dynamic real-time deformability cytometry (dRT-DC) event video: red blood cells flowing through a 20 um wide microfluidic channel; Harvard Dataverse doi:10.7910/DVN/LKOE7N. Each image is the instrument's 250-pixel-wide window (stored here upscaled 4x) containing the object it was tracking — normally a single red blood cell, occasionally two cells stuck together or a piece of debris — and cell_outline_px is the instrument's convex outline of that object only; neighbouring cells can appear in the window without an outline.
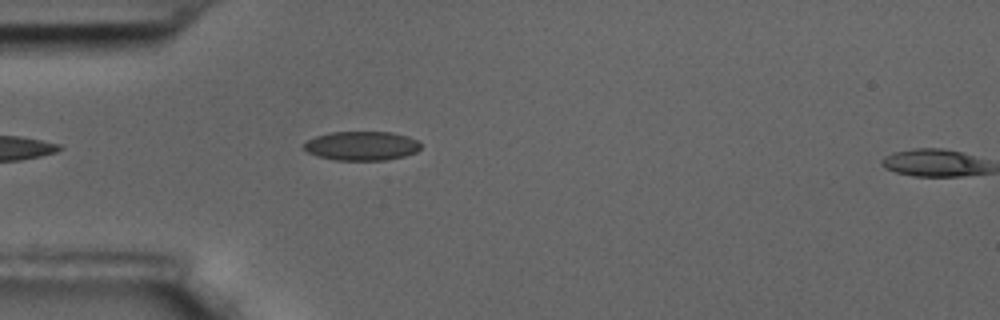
{"species": "common noctule bat (a hibernating species)", "species_latin": "Nyctalus noctula", "temperature_condition": "room temperature", "stored_images_in_passage": 29, "camera_frame_rate_fps": 3000, "um_per_image_px": 0.085, "animal": {"sex": "male", "body_mass_g": 17.5, "forearm_length_mm": 52.3}, "frame": {"image": 1, "passage_image": 6, "time_ms": 1.667, "image_size_px": [1000, 320], "cell_outline_px": [[420, 148], [416, 152], [404, 156], [384, 160], [336, 160], [320, 156], [308, 152], [304, 148], [304, 144], [308, 140], [316, 136], [332, 132], [392, 132], [408, 136], [420, 140]], "centroid_in_image_um": [30.79, 12.39], "position_along_channel_um": 54.2, "area_um2": 19.71}}
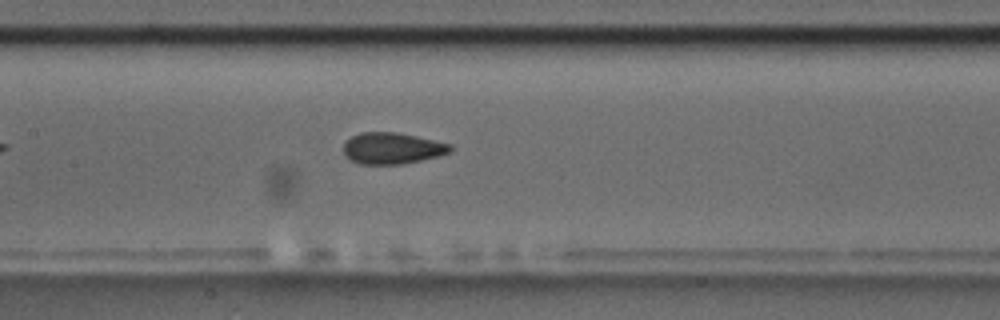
{"frame": {"image": 2, "passage_image": 17, "time_ms": 5.333, "image_size_px": [1000, 320], "cell_outline_px": [[452, 148], [448, 152], [440, 156], [404, 164], [360, 164], [352, 160], [344, 152], [344, 144], [352, 136], [360, 132], [396, 132], [416, 136], [452, 144]], "centroid_in_image_um": [33.36, 12.6], "position_along_channel_um": 174.0, "area_um2": 19.42}}
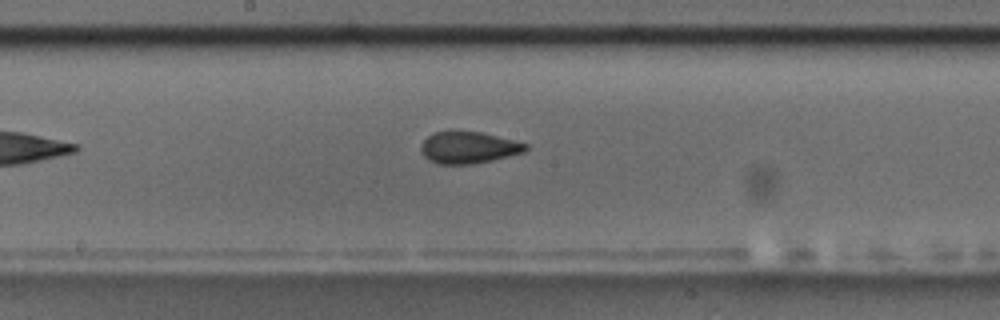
{"frame": {"image": 3, "passage_image": 20, "time_ms": 6.333, "image_size_px": [1000, 320], "cell_outline_px": [[528, 148], [524, 152], [476, 164], [436, 164], [428, 160], [424, 156], [420, 148], [420, 144], [428, 136], [436, 132], [480, 132], [528, 144]], "centroid_in_image_um": [39.8, 12.56], "position_along_channel_um": 208.4, "area_um2": 19.19}}